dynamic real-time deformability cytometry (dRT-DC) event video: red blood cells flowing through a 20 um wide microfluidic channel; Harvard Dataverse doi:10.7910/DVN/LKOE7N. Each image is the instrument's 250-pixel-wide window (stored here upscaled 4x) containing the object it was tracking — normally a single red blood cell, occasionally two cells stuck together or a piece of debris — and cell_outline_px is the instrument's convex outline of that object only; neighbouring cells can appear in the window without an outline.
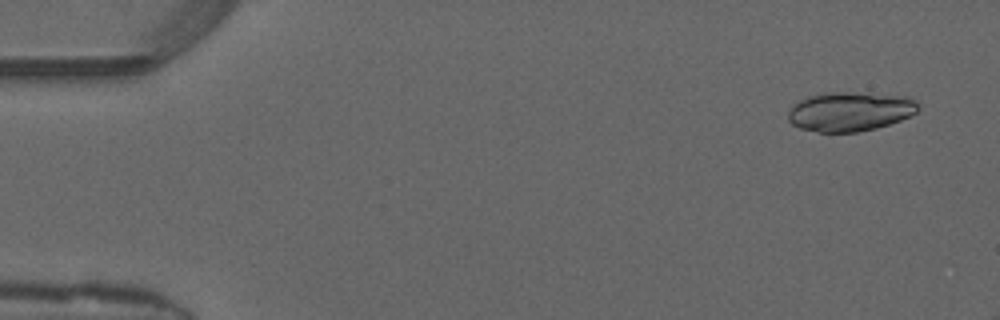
{"species": "common noctule bat (a hibernating species)", "species_latin": "Nyctalus noctula", "temperature_condition": "warm", "stored_images_in_passage": 15, "camera_frame_rate_fps": 3000, "um_per_image_px": 0.085, "animal": {"sex": "male", "forearm_length_mm": 52.5}, "frame": {"image": 1, "passage_image": 3, "time_ms": 0.667, "image_size_px": [1000, 320], "cell_outline_px": [[920, 108], [916, 112], [900, 120], [876, 128], [856, 132], [820, 132], [800, 128], [792, 124], [788, 120], [788, 112], [800, 100], [808, 96], [828, 92], [848, 92], [908, 96], [916, 100], [920, 104]], "centroid_in_image_um": [72.28, 9.47], "position_along_channel_um": 12.7, "area_um2": 29.71}}